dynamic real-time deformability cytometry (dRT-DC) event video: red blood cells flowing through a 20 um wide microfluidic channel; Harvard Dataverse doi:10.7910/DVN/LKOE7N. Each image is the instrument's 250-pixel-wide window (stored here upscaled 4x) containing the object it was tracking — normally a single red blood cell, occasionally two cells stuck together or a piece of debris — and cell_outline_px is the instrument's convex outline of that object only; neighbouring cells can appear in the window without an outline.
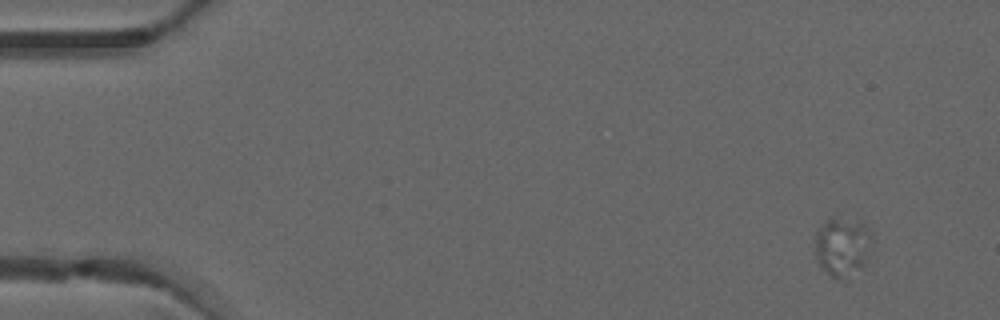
{"species": "common noctule bat (a hibernating species)", "species_latin": "Nyctalus noctula", "temperature_condition": "warm", "stored_images_in_passage": 3, "camera_frame_rate_fps": 3000, "um_per_image_px": 0.085, "animal": {"sex": "male", "forearm_length_mm": 52.5}, "frame": {"image": 1, "passage_image": 1, "time_ms": 0.0, "image_size_px": [1000, 320], "cell_outline_px": [[876, 240], [864, 264], [840, 280], [836, 280], [820, 264], [816, 256], [816, 232], [832, 216], [864, 224], [872, 232]], "centroid_in_image_um": [71.67, 20.93], "position_along_channel_um": 13.3, "area_um2": 19.31}}
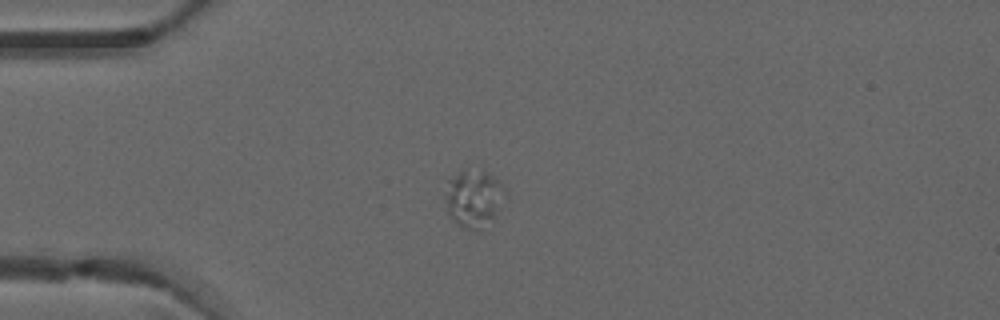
{"frame": {"image": 2, "passage_image": 3, "time_ms": 0.667, "image_size_px": [1000, 320], "cell_outline_px": [[504, 192], [496, 216], [472, 228], [464, 228], [452, 220], [448, 212], [444, 200], [444, 192], [448, 180], [452, 176], [464, 168], [488, 172], [504, 188]], "centroid_in_image_um": [40.18, 16.78], "position_along_channel_um": 44.8, "area_um2": 19.36}}